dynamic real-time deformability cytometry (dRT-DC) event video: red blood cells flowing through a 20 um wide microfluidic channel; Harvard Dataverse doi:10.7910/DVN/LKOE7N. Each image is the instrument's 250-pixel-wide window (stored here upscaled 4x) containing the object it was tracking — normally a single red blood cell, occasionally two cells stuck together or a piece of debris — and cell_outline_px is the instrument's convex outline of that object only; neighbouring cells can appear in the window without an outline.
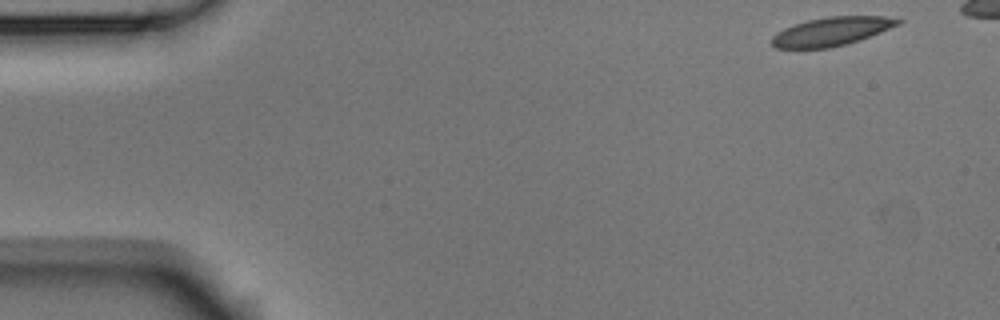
{"species": "Egyptian fruit bat (a non-hibernating species)", "species_latin": "Rousettus aegyptiacus", "temperature_condition": "room temperature", "stored_images_in_passage": 5, "camera_frame_rate_fps": 3000, "um_per_image_px": 0.085, "animal": {"sex": "male"}, "frame": {"image": 1, "passage_image": 1, "time_ms": 0.0, "image_size_px": [1000, 320], "cell_outline_px": [[904, 20], [900, 24], [860, 40], [828, 48], [776, 48], [772, 44], [772, 36], [776, 32], [784, 28], [808, 20], [828, 16], [884, 16]], "centroid_in_image_um": [70.69, 2.66], "position_along_channel_um": 14.3, "area_um2": 20.87}}
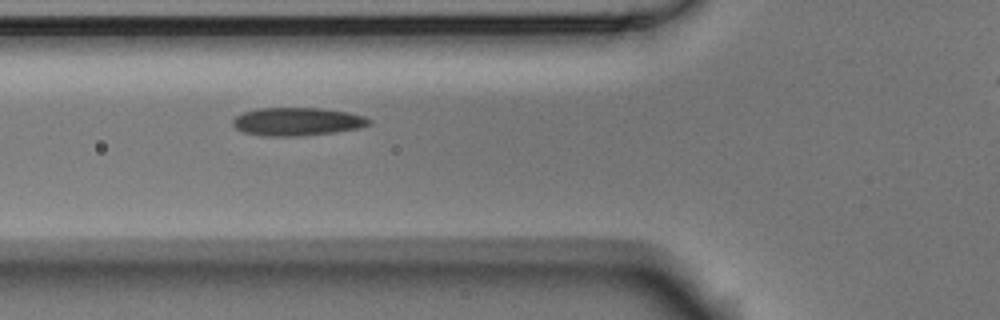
{"frame": {"image": 2, "passage_image": 5, "time_ms": 1.333, "image_size_px": [1000, 320], "cell_outline_px": [[372, 124], [360, 128], [336, 132], [300, 136], [264, 136], [244, 132], [236, 128], [232, 124], [232, 120], [236, 116], [244, 112], [256, 108], [320, 108], [348, 112], [364, 116], [372, 120]], "centroid_in_image_um": [25.29, 10.33], "position_along_channel_um": 100.5, "area_um2": 22.48}}